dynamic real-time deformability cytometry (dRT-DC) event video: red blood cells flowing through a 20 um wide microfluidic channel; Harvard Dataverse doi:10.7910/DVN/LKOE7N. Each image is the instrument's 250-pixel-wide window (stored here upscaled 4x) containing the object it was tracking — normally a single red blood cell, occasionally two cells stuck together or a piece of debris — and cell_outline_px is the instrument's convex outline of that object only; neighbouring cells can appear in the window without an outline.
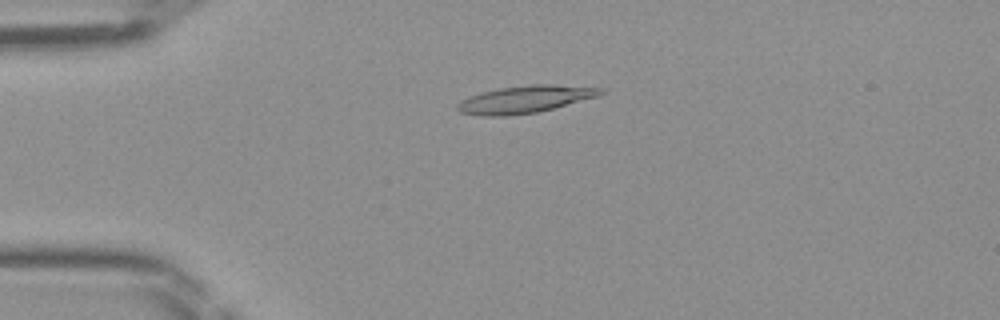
{"species": "Egyptian fruit bat (a non-hibernating species)", "species_latin": "Rousettus aegyptiacus", "temperature_condition": "room temperature", "stored_images_in_passage": 47, "camera_frame_rate_fps": 3000, "um_per_image_px": 0.085, "frame": {"image": 1, "passage_image": 11, "time_ms": 3.333, "image_size_px": [1000, 320], "cell_outline_px": [[604, 92], [600, 96], [536, 112], [508, 116], [480, 116], [460, 112], [456, 108], [456, 104], [460, 100], [468, 96], [480, 92], [500, 88], [532, 84], [552, 84], [604, 88]], "centroid_in_image_um": [44.6, 8.44], "position_along_channel_um": 40.4, "area_um2": 22.89}}
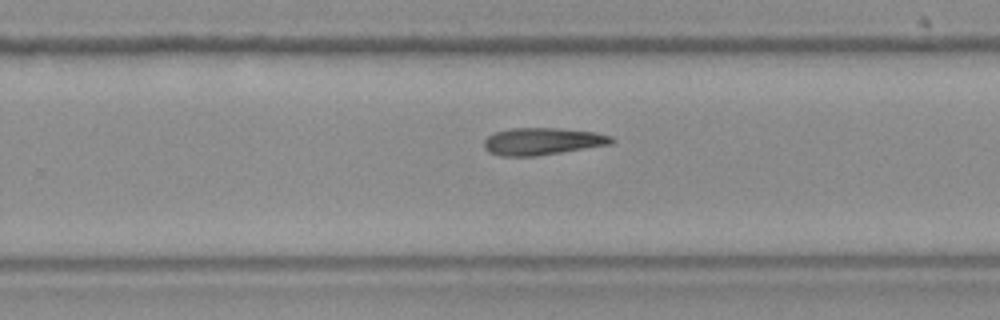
{"frame": {"image": 2, "passage_image": 30, "time_ms": 9.667, "image_size_px": [1000, 320], "cell_outline_px": [[616, 140], [612, 144], [536, 156], [500, 156], [488, 152], [484, 148], [484, 140], [488, 136], [496, 132], [512, 128], [556, 128], [596, 132], [612, 136]], "centroid_in_image_um": [46.12, 12.01], "position_along_channel_um": 283.7, "area_um2": 20.23}}
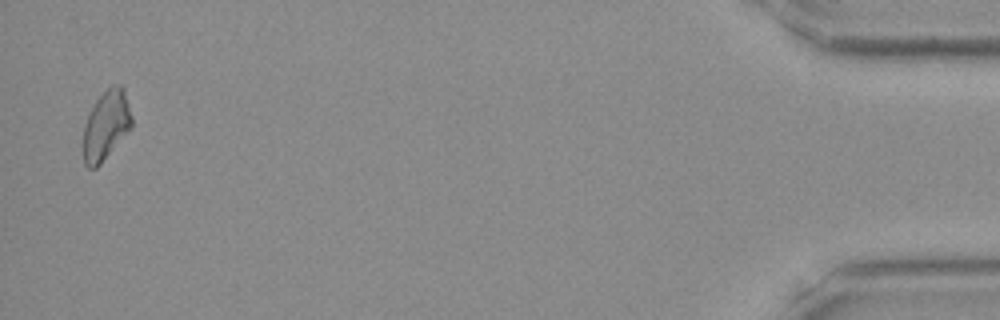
{"frame": {"image": 3, "passage_image": 46, "time_ms": 15.0, "image_size_px": [1000, 320], "cell_outline_px": [[132, 128], [100, 164], [96, 168], [88, 168], [84, 164], [80, 144], [84, 124], [96, 100], [112, 84], [120, 84], [124, 88], [132, 116]], "centroid_in_image_um": [8.98, 10.69], "position_along_channel_um": 426.2, "area_um2": 20.06}}